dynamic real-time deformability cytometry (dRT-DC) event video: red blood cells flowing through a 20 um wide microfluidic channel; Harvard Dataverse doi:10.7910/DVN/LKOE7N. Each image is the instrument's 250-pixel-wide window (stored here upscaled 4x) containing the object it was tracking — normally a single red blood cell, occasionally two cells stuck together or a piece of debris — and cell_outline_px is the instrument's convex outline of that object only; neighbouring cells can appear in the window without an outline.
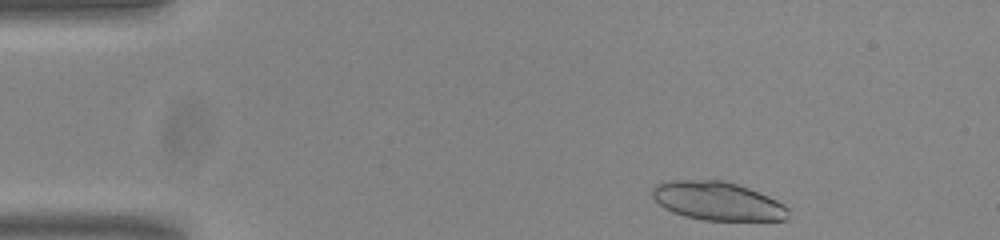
{"species": "common noctule bat (a hibernating species)", "species_latin": "Nyctalus noctula", "temperature_condition": "room temperature", "stored_images_in_passage": 47, "camera_frame_rate_fps": 3000, "um_per_image_px": 0.085, "animal": {"sex": "male", "body_mass_g": 20.0, "forearm_length_mm": 53.3}, "frame": {"image": 1, "passage_image": 1, "time_ms": 0.0, "image_size_px": [1000, 240], "cell_outline_px": [[788, 220], [704, 220], [684, 216], [672, 212], [664, 208], [652, 196], [652, 188], [656, 184], [664, 180], [724, 180], [748, 188], [768, 196], [784, 204], [788, 208]], "centroid_in_image_um": [60.96, 17.08], "position_along_channel_um": 24.0, "area_um2": 30.58}}